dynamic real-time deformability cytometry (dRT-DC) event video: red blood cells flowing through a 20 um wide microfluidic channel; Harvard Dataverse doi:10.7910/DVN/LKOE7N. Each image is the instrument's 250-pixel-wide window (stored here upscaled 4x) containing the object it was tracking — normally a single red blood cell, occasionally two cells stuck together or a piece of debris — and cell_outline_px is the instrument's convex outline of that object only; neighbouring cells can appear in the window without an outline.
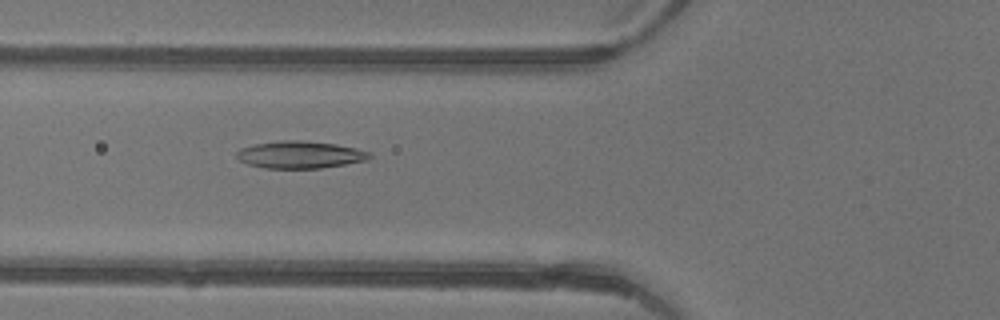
{"species": "common noctule bat (a hibernating species)", "species_latin": "Nyctalus noctula", "temperature_condition": "warm", "stored_images_in_passage": 47, "camera_frame_rate_fps": 3000, "um_per_image_px": 0.085, "animal": {"sex": "female"}, "frame": {"image": 1, "passage_image": 18, "time_ms": 5.667, "image_size_px": [1000, 320], "cell_outline_px": [[372, 156], [368, 160], [320, 168], [264, 168], [248, 164], [240, 160], [236, 156], [236, 152], [240, 148], [256, 144], [284, 140], [300, 140], [336, 144], [356, 148], [372, 152]], "centroid_in_image_um": [25.53, 13.15], "position_along_channel_um": 100.3, "area_um2": 21.04}}
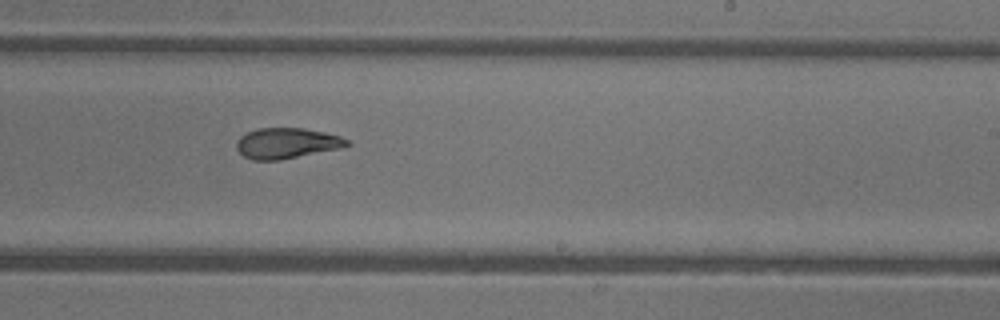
{"frame": {"image": 2, "passage_image": 29, "time_ms": 9.333, "image_size_px": [1000, 320], "cell_outline_px": [[352, 144], [340, 148], [280, 160], [252, 160], [244, 156], [236, 148], [236, 144], [240, 136], [256, 128], [304, 128], [324, 132], [340, 136], [348, 140]], "centroid_in_image_um": [24.37, 12.17], "position_along_channel_um": 264.6, "area_um2": 19.65}}
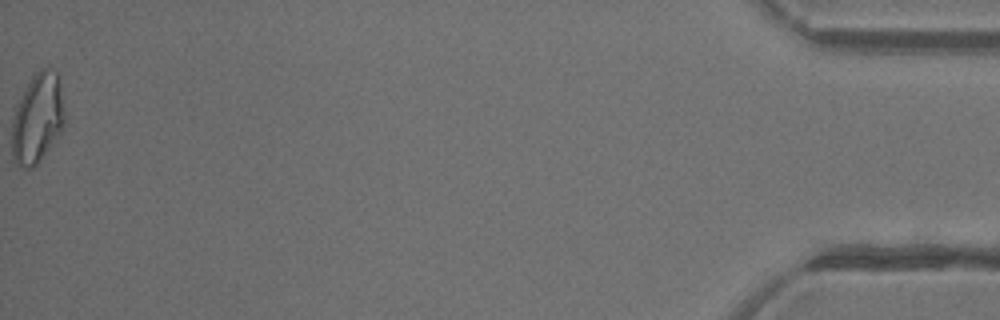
{"frame": {"image": 3, "passage_image": 47, "time_ms": 15.333, "image_size_px": [1000, 320], "cell_outline_px": [[64, 128], [36, 164], [32, 168], [20, 168], [12, 156], [12, 116], [32, 76], [40, 68], [48, 68], [56, 72], [60, 76], [64, 112]], "centroid_in_image_um": [3.2, 10.05], "position_along_channel_um": 432.0, "area_um2": 27.4}, "authors_computed_cell_mechanics": {"area_um2": 21.5016, "velocity_mm_per_s": 4.4833, "shape_relaxation_time_tau1_ms": 3.8127, "shape_relaxation_time_tau2_ms": 1.5336, "deformation_change_tau1": 0.1644, "deformation_change_tau2": 0.0921}}